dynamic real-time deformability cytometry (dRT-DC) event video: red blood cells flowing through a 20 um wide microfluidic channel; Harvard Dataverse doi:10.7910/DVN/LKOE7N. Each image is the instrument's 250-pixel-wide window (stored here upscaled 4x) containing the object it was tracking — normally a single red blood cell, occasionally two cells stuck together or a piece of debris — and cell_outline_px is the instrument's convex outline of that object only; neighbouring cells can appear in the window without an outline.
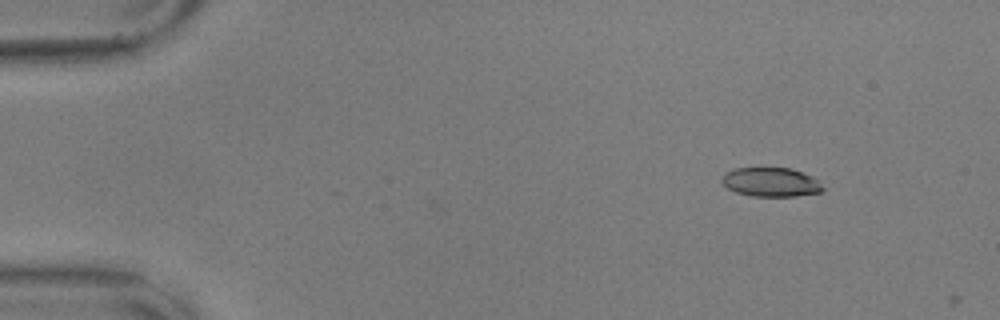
{"species": "common noctule bat (a hibernating species)", "species_latin": "Nyctalus noctula", "temperature_condition": "warm", "stored_images_in_passage": 2, "camera_frame_rate_fps": 3000, "um_per_image_px": 0.085, "animal": {"sex": "male", "body_mass_g": 17.9, "forearm_length_mm": 54.2}, "frame": {"image": 1, "passage_image": 1, "time_ms": 0.0, "image_size_px": [1000, 320], "cell_outline_px": [[824, 188], [820, 192], [796, 196], [752, 196], [736, 192], [728, 188], [720, 180], [724, 172], [736, 168], [792, 168], [812, 176]], "centroid_in_image_um": [65.5, 15.47], "position_along_channel_um": 19.5, "area_um2": 17.05}}